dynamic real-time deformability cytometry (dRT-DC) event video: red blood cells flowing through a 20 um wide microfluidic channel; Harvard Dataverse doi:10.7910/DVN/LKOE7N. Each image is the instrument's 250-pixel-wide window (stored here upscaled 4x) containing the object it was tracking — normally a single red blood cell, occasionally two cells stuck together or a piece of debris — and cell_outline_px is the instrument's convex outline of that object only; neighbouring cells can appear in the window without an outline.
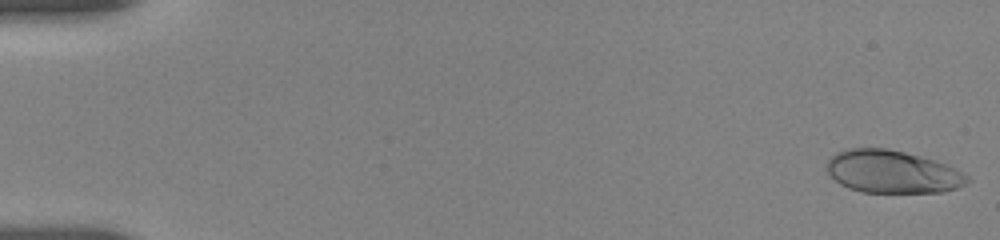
{"species": "human", "species_latin": "Homo sapiens", "temperature_condition": "room temperature", "stored_images_in_passage": 19, "camera_frame_rate_fps": 3000, "um_per_image_px": 0.085, "donor": {"sex": "female"}, "frame": {"image": 1, "passage_image": 1, "time_ms": 0.0, "image_size_px": [1000, 240], "cell_outline_px": [[972, 180], [956, 188], [944, 192], [860, 192], [848, 188], [840, 184], [824, 168], [824, 164], [836, 152], [848, 148], [888, 148], [936, 160], [956, 168], [968, 176]], "centroid_in_image_um": [75.83, 14.59], "position_along_channel_um": 9.2, "area_um2": 35.2}}
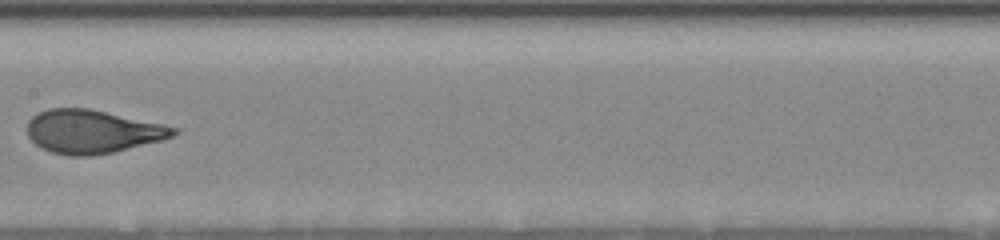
{"frame": {"image": 2, "passage_image": 11, "time_ms": 9.333, "image_size_px": [1000, 240], "cell_outline_px": [[180, 132], [172, 136], [160, 140], [96, 156], [72, 156], [52, 152], [40, 148], [28, 136], [28, 120], [36, 112], [48, 108], [88, 108], [164, 124], [176, 128]], "centroid_in_image_um": [7.81, 11.17], "position_along_channel_um": 199.6, "area_um2": 36.93}}
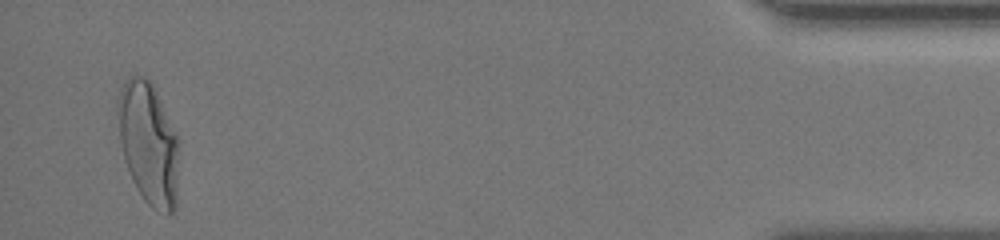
{"frame": {"image": 3, "passage_image": 19, "time_ms": 17.333, "image_size_px": [1000, 240], "cell_outline_px": [[176, 208], [168, 216], [152, 208], [144, 200], [132, 180], [124, 160], [120, 140], [116, 104], [116, 100], [124, 80], [128, 76], [144, 76], [152, 84], [176, 136]], "centroid_in_image_um": [12.56, 12.19], "position_along_channel_um": 422.6, "area_um2": 42.77}, "authors_computed_cell_mechanics": {"area_um2": 36.703, "velocity_mm_per_s": 3.6753, "shape_relaxation_time_tau1_ms": 3.6571, "shape_relaxation_time_tau2_ms": null, "deformation_change_tau1": 0.1548, "deformation_change_tau2": null}}